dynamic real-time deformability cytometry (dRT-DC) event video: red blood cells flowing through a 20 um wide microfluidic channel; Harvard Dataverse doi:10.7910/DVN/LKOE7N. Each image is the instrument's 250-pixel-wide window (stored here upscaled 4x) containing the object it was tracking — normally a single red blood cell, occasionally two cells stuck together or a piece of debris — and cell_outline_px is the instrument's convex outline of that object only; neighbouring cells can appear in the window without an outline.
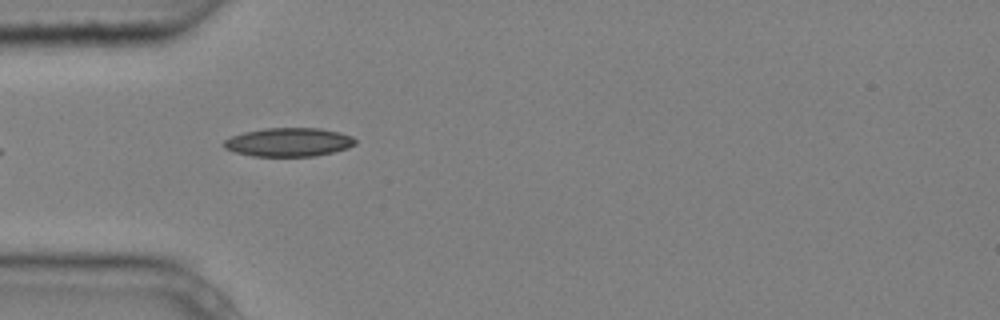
{"species": "common noctule bat (a hibernating species)", "species_latin": "Nyctalus noctula", "temperature_condition": "cold", "stored_images_in_passage": 6, "camera_frame_rate_fps": 3000, "um_per_image_px": 0.085, "animal": {"sex": "male", "body_mass_g": 20.4}, "frame": {"image": 1, "passage_image": 1, "time_ms": 0.0, "image_size_px": [1000, 320], "cell_outline_px": [[356, 144], [348, 148], [316, 156], [252, 156], [236, 152], [224, 148], [224, 140], [232, 136], [244, 132], [264, 128], [320, 128], [340, 132], [352, 136], [356, 140]], "centroid_in_image_um": [24.56, 12.08], "position_along_channel_um": 60.4, "area_um2": 21.96}}
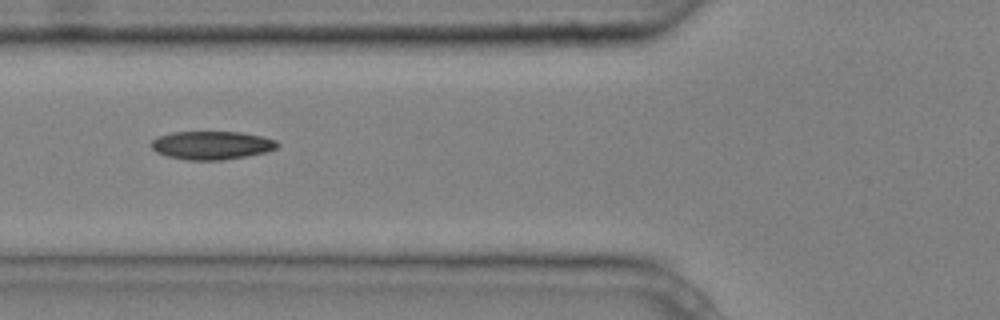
{"frame": {"image": 2, "passage_image": 2, "time_ms": 0.333, "image_size_px": [1000, 320], "cell_outline_px": [[280, 144], [276, 148], [268, 152], [224, 160], [184, 160], [168, 156], [156, 152], [152, 148], [152, 140], [156, 136], [172, 132], [240, 132], [260, 136], [276, 140]], "centroid_in_image_um": [17.99, 12.35], "position_along_channel_um": 107.8, "area_um2": 20.92}}
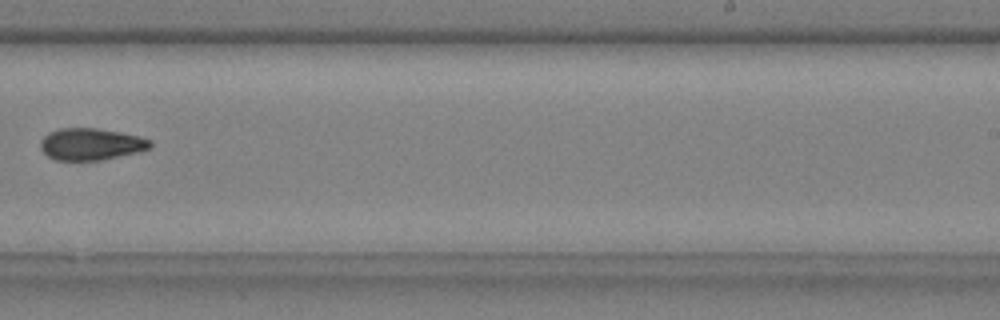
{"frame": {"image": 3, "passage_image": 6, "time_ms": 1.667, "image_size_px": [1000, 320], "cell_outline_px": [[152, 148], [140, 152], [104, 160], [56, 160], [48, 156], [40, 148], [40, 140], [48, 132], [60, 128], [96, 128], [120, 132], [152, 140]], "centroid_in_image_um": [7.75, 12.26], "position_along_channel_um": 281.3, "area_um2": 20.58}}